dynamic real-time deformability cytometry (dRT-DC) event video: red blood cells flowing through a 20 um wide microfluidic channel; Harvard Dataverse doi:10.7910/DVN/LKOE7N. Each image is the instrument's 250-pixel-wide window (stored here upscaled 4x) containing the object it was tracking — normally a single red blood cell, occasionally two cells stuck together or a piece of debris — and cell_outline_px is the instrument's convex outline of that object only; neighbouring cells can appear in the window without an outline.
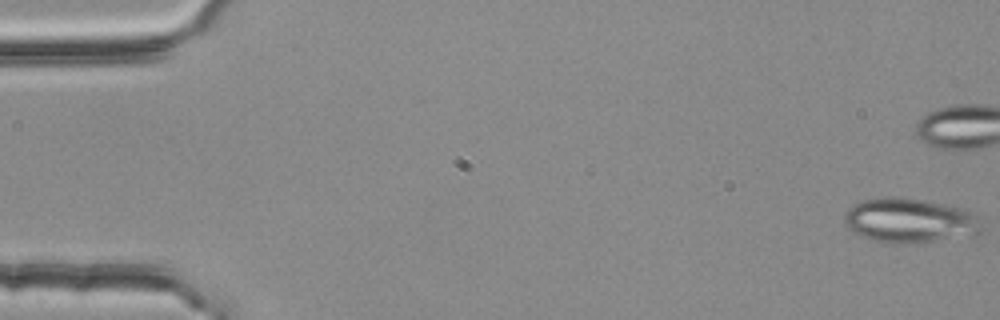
{"species": "common noctule bat (a hibernating species)", "species_latin": "Nyctalus noctula", "temperature_condition": "room temperature", "stored_images_in_passage": 7, "segment_of_instrument_passage": [1, 2], "camera_frame_rate_fps": 3000, "um_per_image_px": 0.085, "animal": {"sex": "female", "body_mass_g": 25.1}, "frame": {"image": 1, "passage_image": 1, "time_ms": 0.0, "image_size_px": [1000, 320], "cell_outline_px": [[980, 232], [976, 236], [904, 244], [872, 240], [852, 232], [848, 228], [844, 220], [844, 212], [852, 204], [864, 200], [888, 196], [900, 196], [924, 200], [964, 208], [972, 212], [980, 228]], "centroid_in_image_um": [77.29, 18.74], "position_along_channel_um": 7.7, "area_um2": 35.78}}